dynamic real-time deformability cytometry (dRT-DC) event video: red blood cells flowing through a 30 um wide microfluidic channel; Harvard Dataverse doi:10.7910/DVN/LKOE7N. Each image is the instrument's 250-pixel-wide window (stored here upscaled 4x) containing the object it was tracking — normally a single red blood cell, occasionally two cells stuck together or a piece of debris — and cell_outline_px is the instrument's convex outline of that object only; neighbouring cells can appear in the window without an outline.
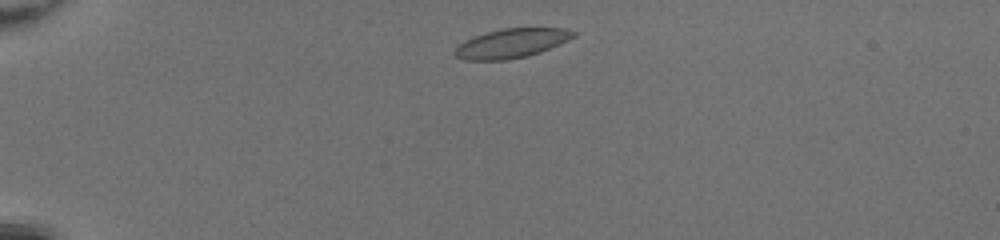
{"species": "common noctule bat (a hibernating species)", "species_latin": "Nyctalus noctula", "temperature_condition": "room temperature", "stored_images_in_passage": 40, "camera_frame_rate_fps": 3000, "um_per_image_px": 0.085, "animal": {"sex": "female", "body_mass_g": 20.0, "forearm_length_mm": 54.0}, "frame": {"image": 1, "passage_image": 3, "time_ms": 0.667, "image_size_px": [1000, 240], "cell_outline_px": [[576, 36], [560, 44], [540, 52], [528, 56], [508, 60], [464, 60], [456, 56], [452, 52], [460, 44], [476, 36], [488, 32], [504, 28], [564, 28], [576, 32]], "centroid_in_image_um": [43.51, 3.69], "position_along_channel_um": 41.5, "area_um2": 20.06}}
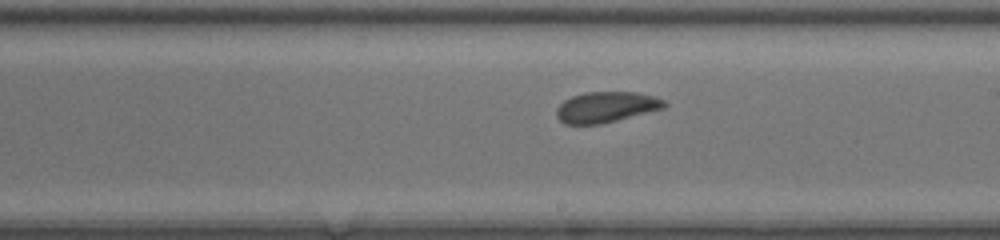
{"frame": {"image": 2, "passage_image": 21, "time_ms": 6.667, "image_size_px": [1000, 240], "cell_outline_px": [[668, 104], [664, 108], [600, 124], [564, 124], [556, 116], [556, 108], [564, 100], [572, 96], [584, 92], [636, 92], [656, 96], [664, 100]], "centroid_in_image_um": [51.52, 9.09], "position_along_channel_um": 237.5, "area_um2": 19.31}}
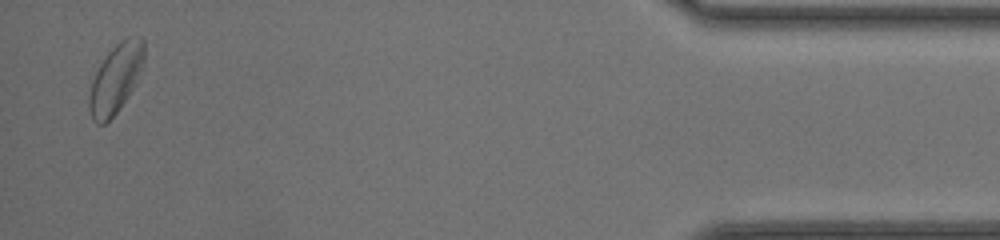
{"frame": {"image": 3, "passage_image": 39, "time_ms": 12.667, "image_size_px": [1000, 240], "cell_outline_px": [[144, 64], [132, 88], [116, 112], [104, 124], [96, 124], [92, 120], [88, 108], [88, 96], [92, 80], [100, 64], [108, 52], [120, 40], [128, 36], [140, 36], [144, 40]], "centroid_in_image_um": [9.82, 6.65], "position_along_channel_um": 425.4, "area_um2": 21.91}, "authors_computed_cell_mechanics": {"area_um2": 20.2011, "velocity_mm_per_s": 4.2419, "shape_relaxation_time_tau1_ms": 1.9153, "shape_relaxation_time_tau2_ms": 6.6181, "deformation_change_tau1": 0.0692, "deformation_change_tau2": 0.1011}}